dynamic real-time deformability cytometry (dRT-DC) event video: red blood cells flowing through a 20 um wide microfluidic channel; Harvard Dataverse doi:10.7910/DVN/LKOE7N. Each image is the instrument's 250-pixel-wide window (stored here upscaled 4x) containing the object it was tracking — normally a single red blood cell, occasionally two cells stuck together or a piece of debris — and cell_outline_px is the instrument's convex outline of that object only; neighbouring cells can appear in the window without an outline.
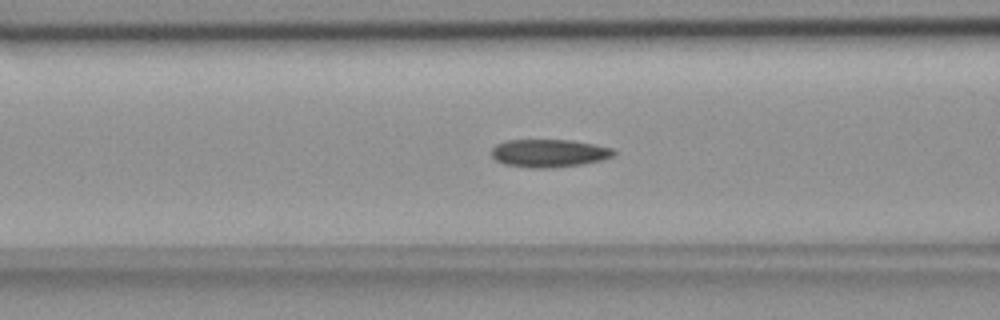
{"species": "common noctule bat (a hibernating species)", "species_latin": "Nyctalus noctula", "temperature_condition": "room temperature", "stored_images_in_passage": 48, "segment_of_instrument_passage": [1, 2], "camera_frame_rate_fps": 3000, "um_per_image_px": 0.085, "animal": {"sex": "female", "body_mass_g": 18.4}, "frame": {"image": 1, "passage_image": 14, "time_ms": 4.333, "image_size_px": [1000, 320], "cell_outline_px": [[616, 152], [612, 156], [600, 160], [584, 164], [552, 168], [528, 168], [504, 164], [496, 160], [492, 156], [492, 148], [496, 144], [508, 140], [572, 140], [612, 148]], "centroid_in_image_um": [46.65, 13.03], "position_along_channel_um": 120.0, "area_um2": 19.88}}
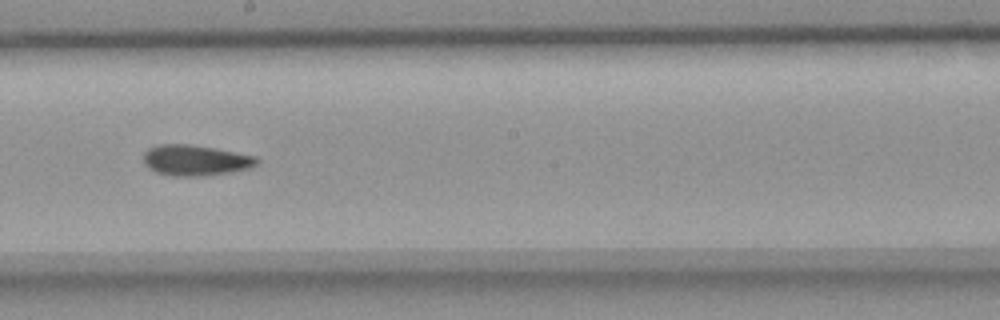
{"frame": {"image": 2, "passage_image": 23, "time_ms": 7.333, "image_size_px": [1000, 320], "cell_outline_px": [[260, 160], [256, 164], [248, 168], [228, 172], [200, 176], [172, 176], [156, 172], [148, 168], [144, 164], [144, 152], [148, 148], [156, 144], [188, 144], [216, 148], [256, 156]], "centroid_in_image_um": [16.57, 13.61], "position_along_channel_um": 231.6, "area_um2": 20.29}}
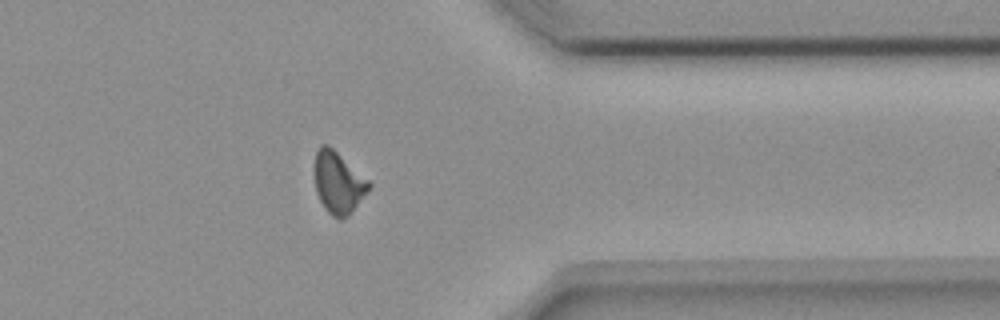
{"frame": {"image": 3, "passage_image": 36, "time_ms": 11.667, "image_size_px": [1000, 320], "cell_outline_px": [[372, 184], [352, 212], [348, 216], [340, 220], [332, 216], [324, 208], [316, 192], [316, 152], [320, 144], [328, 144], [368, 180]], "centroid_in_image_um": [28.76, 15.55], "position_along_channel_um": 382.6, "area_um2": 19.13}}